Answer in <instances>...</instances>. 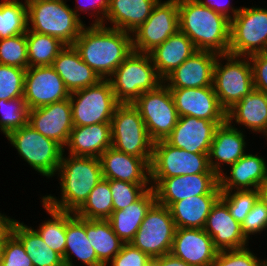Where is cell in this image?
<instances>
[{
	"instance_id": "obj_1",
	"label": "cell",
	"mask_w": 267,
	"mask_h": 266,
	"mask_svg": "<svg viewBox=\"0 0 267 266\" xmlns=\"http://www.w3.org/2000/svg\"><path fill=\"white\" fill-rule=\"evenodd\" d=\"M73 46L102 79H108L132 53V34L105 25H85Z\"/></svg>"
},
{
	"instance_id": "obj_2",
	"label": "cell",
	"mask_w": 267,
	"mask_h": 266,
	"mask_svg": "<svg viewBox=\"0 0 267 266\" xmlns=\"http://www.w3.org/2000/svg\"><path fill=\"white\" fill-rule=\"evenodd\" d=\"M65 153L63 151L56 173L60 181L61 199L51 194L41 196V199L52 208L75 213L103 179L102 167L99 158Z\"/></svg>"
},
{
	"instance_id": "obj_3",
	"label": "cell",
	"mask_w": 267,
	"mask_h": 266,
	"mask_svg": "<svg viewBox=\"0 0 267 266\" xmlns=\"http://www.w3.org/2000/svg\"><path fill=\"white\" fill-rule=\"evenodd\" d=\"M179 30L197 50L228 54L230 20L197 0H178Z\"/></svg>"
},
{
	"instance_id": "obj_4",
	"label": "cell",
	"mask_w": 267,
	"mask_h": 266,
	"mask_svg": "<svg viewBox=\"0 0 267 266\" xmlns=\"http://www.w3.org/2000/svg\"><path fill=\"white\" fill-rule=\"evenodd\" d=\"M28 30L58 38L73 45L86 25L66 4L67 0H26Z\"/></svg>"
},
{
	"instance_id": "obj_5",
	"label": "cell",
	"mask_w": 267,
	"mask_h": 266,
	"mask_svg": "<svg viewBox=\"0 0 267 266\" xmlns=\"http://www.w3.org/2000/svg\"><path fill=\"white\" fill-rule=\"evenodd\" d=\"M119 103L132 104L142 93L157 89L163 79L149 53H132L107 79Z\"/></svg>"
},
{
	"instance_id": "obj_6",
	"label": "cell",
	"mask_w": 267,
	"mask_h": 266,
	"mask_svg": "<svg viewBox=\"0 0 267 266\" xmlns=\"http://www.w3.org/2000/svg\"><path fill=\"white\" fill-rule=\"evenodd\" d=\"M17 153L33 170L47 179L56 176L63 148L54 140L46 138L30 125L22 126L5 136Z\"/></svg>"
},
{
	"instance_id": "obj_7",
	"label": "cell",
	"mask_w": 267,
	"mask_h": 266,
	"mask_svg": "<svg viewBox=\"0 0 267 266\" xmlns=\"http://www.w3.org/2000/svg\"><path fill=\"white\" fill-rule=\"evenodd\" d=\"M213 88L226 111L252 92L254 83L249 57L229 53L218 55L213 71Z\"/></svg>"
},
{
	"instance_id": "obj_8",
	"label": "cell",
	"mask_w": 267,
	"mask_h": 266,
	"mask_svg": "<svg viewBox=\"0 0 267 266\" xmlns=\"http://www.w3.org/2000/svg\"><path fill=\"white\" fill-rule=\"evenodd\" d=\"M112 147L140 158H152L153 141L133 104L120 103L110 122Z\"/></svg>"
},
{
	"instance_id": "obj_9",
	"label": "cell",
	"mask_w": 267,
	"mask_h": 266,
	"mask_svg": "<svg viewBox=\"0 0 267 266\" xmlns=\"http://www.w3.org/2000/svg\"><path fill=\"white\" fill-rule=\"evenodd\" d=\"M267 52V9L255 6L241 7L230 21L228 53L249 56Z\"/></svg>"
},
{
	"instance_id": "obj_10",
	"label": "cell",
	"mask_w": 267,
	"mask_h": 266,
	"mask_svg": "<svg viewBox=\"0 0 267 266\" xmlns=\"http://www.w3.org/2000/svg\"><path fill=\"white\" fill-rule=\"evenodd\" d=\"M73 126H89L110 123L120 104L107 79L98 84L70 93Z\"/></svg>"
},
{
	"instance_id": "obj_11",
	"label": "cell",
	"mask_w": 267,
	"mask_h": 266,
	"mask_svg": "<svg viewBox=\"0 0 267 266\" xmlns=\"http://www.w3.org/2000/svg\"><path fill=\"white\" fill-rule=\"evenodd\" d=\"M132 104L144 120L153 142L165 140L178 122L172 94L164 83L155 90L142 93Z\"/></svg>"
},
{
	"instance_id": "obj_12",
	"label": "cell",
	"mask_w": 267,
	"mask_h": 266,
	"mask_svg": "<svg viewBox=\"0 0 267 266\" xmlns=\"http://www.w3.org/2000/svg\"><path fill=\"white\" fill-rule=\"evenodd\" d=\"M197 173H215L208 154L191 153L170 145L166 140L153 143L150 178H170Z\"/></svg>"
},
{
	"instance_id": "obj_13",
	"label": "cell",
	"mask_w": 267,
	"mask_h": 266,
	"mask_svg": "<svg viewBox=\"0 0 267 266\" xmlns=\"http://www.w3.org/2000/svg\"><path fill=\"white\" fill-rule=\"evenodd\" d=\"M175 230L170 209L156 202L147 212L130 244L151 259L160 257L171 252Z\"/></svg>"
},
{
	"instance_id": "obj_14",
	"label": "cell",
	"mask_w": 267,
	"mask_h": 266,
	"mask_svg": "<svg viewBox=\"0 0 267 266\" xmlns=\"http://www.w3.org/2000/svg\"><path fill=\"white\" fill-rule=\"evenodd\" d=\"M158 204L170 207L174 202L192 196L221 195L216 173H197L170 178H150Z\"/></svg>"
},
{
	"instance_id": "obj_15",
	"label": "cell",
	"mask_w": 267,
	"mask_h": 266,
	"mask_svg": "<svg viewBox=\"0 0 267 266\" xmlns=\"http://www.w3.org/2000/svg\"><path fill=\"white\" fill-rule=\"evenodd\" d=\"M178 30V0H159L147 20L132 33L133 51L149 53Z\"/></svg>"
},
{
	"instance_id": "obj_16",
	"label": "cell",
	"mask_w": 267,
	"mask_h": 266,
	"mask_svg": "<svg viewBox=\"0 0 267 266\" xmlns=\"http://www.w3.org/2000/svg\"><path fill=\"white\" fill-rule=\"evenodd\" d=\"M69 97V90L52 66H36L26 69L23 98L29 110Z\"/></svg>"
},
{
	"instance_id": "obj_17",
	"label": "cell",
	"mask_w": 267,
	"mask_h": 266,
	"mask_svg": "<svg viewBox=\"0 0 267 266\" xmlns=\"http://www.w3.org/2000/svg\"><path fill=\"white\" fill-rule=\"evenodd\" d=\"M28 125L46 138L54 140L64 149L73 129L70 98L30 109Z\"/></svg>"
},
{
	"instance_id": "obj_18",
	"label": "cell",
	"mask_w": 267,
	"mask_h": 266,
	"mask_svg": "<svg viewBox=\"0 0 267 266\" xmlns=\"http://www.w3.org/2000/svg\"><path fill=\"white\" fill-rule=\"evenodd\" d=\"M179 117L191 116L210 121H226L213 85L201 88L170 89Z\"/></svg>"
},
{
	"instance_id": "obj_19",
	"label": "cell",
	"mask_w": 267,
	"mask_h": 266,
	"mask_svg": "<svg viewBox=\"0 0 267 266\" xmlns=\"http://www.w3.org/2000/svg\"><path fill=\"white\" fill-rule=\"evenodd\" d=\"M225 122L181 116L165 140L170 145L191 153L208 154L216 128Z\"/></svg>"
},
{
	"instance_id": "obj_20",
	"label": "cell",
	"mask_w": 267,
	"mask_h": 266,
	"mask_svg": "<svg viewBox=\"0 0 267 266\" xmlns=\"http://www.w3.org/2000/svg\"><path fill=\"white\" fill-rule=\"evenodd\" d=\"M217 57V53L198 50L168 74L163 79V83L169 89L212 86L214 65Z\"/></svg>"
},
{
	"instance_id": "obj_21",
	"label": "cell",
	"mask_w": 267,
	"mask_h": 266,
	"mask_svg": "<svg viewBox=\"0 0 267 266\" xmlns=\"http://www.w3.org/2000/svg\"><path fill=\"white\" fill-rule=\"evenodd\" d=\"M99 159L104 179L150 184V162L152 158L129 155L111 146L101 154Z\"/></svg>"
},
{
	"instance_id": "obj_22",
	"label": "cell",
	"mask_w": 267,
	"mask_h": 266,
	"mask_svg": "<svg viewBox=\"0 0 267 266\" xmlns=\"http://www.w3.org/2000/svg\"><path fill=\"white\" fill-rule=\"evenodd\" d=\"M170 253L192 266H212L218 250L203 228H176Z\"/></svg>"
},
{
	"instance_id": "obj_23",
	"label": "cell",
	"mask_w": 267,
	"mask_h": 266,
	"mask_svg": "<svg viewBox=\"0 0 267 266\" xmlns=\"http://www.w3.org/2000/svg\"><path fill=\"white\" fill-rule=\"evenodd\" d=\"M203 229L212 238L218 251L241 249L249 245L242 233L241 224L232 217L221 198L213 205Z\"/></svg>"
},
{
	"instance_id": "obj_24",
	"label": "cell",
	"mask_w": 267,
	"mask_h": 266,
	"mask_svg": "<svg viewBox=\"0 0 267 266\" xmlns=\"http://www.w3.org/2000/svg\"><path fill=\"white\" fill-rule=\"evenodd\" d=\"M228 167L229 174L218 175L221 191L254 190L267 180L266 158L258 153H246Z\"/></svg>"
},
{
	"instance_id": "obj_25",
	"label": "cell",
	"mask_w": 267,
	"mask_h": 266,
	"mask_svg": "<svg viewBox=\"0 0 267 266\" xmlns=\"http://www.w3.org/2000/svg\"><path fill=\"white\" fill-rule=\"evenodd\" d=\"M238 129L226 121L215 130L208 158L211 169L217 175L224 171L225 166L234 164L246 154L248 144L245 137L247 135L242 129Z\"/></svg>"
},
{
	"instance_id": "obj_26",
	"label": "cell",
	"mask_w": 267,
	"mask_h": 266,
	"mask_svg": "<svg viewBox=\"0 0 267 266\" xmlns=\"http://www.w3.org/2000/svg\"><path fill=\"white\" fill-rule=\"evenodd\" d=\"M226 121L233 127L241 125L267 139V94L256 89L246 94L226 111Z\"/></svg>"
},
{
	"instance_id": "obj_27",
	"label": "cell",
	"mask_w": 267,
	"mask_h": 266,
	"mask_svg": "<svg viewBox=\"0 0 267 266\" xmlns=\"http://www.w3.org/2000/svg\"><path fill=\"white\" fill-rule=\"evenodd\" d=\"M52 67L69 92L98 84L102 78L80 57L73 45H65L53 61Z\"/></svg>"
},
{
	"instance_id": "obj_28",
	"label": "cell",
	"mask_w": 267,
	"mask_h": 266,
	"mask_svg": "<svg viewBox=\"0 0 267 266\" xmlns=\"http://www.w3.org/2000/svg\"><path fill=\"white\" fill-rule=\"evenodd\" d=\"M112 145L110 123L73 126L63 151L73 156L99 158Z\"/></svg>"
},
{
	"instance_id": "obj_29",
	"label": "cell",
	"mask_w": 267,
	"mask_h": 266,
	"mask_svg": "<svg viewBox=\"0 0 267 266\" xmlns=\"http://www.w3.org/2000/svg\"><path fill=\"white\" fill-rule=\"evenodd\" d=\"M159 0H110L102 25L134 33L150 16ZM110 22V23H109Z\"/></svg>"
},
{
	"instance_id": "obj_30",
	"label": "cell",
	"mask_w": 267,
	"mask_h": 266,
	"mask_svg": "<svg viewBox=\"0 0 267 266\" xmlns=\"http://www.w3.org/2000/svg\"><path fill=\"white\" fill-rule=\"evenodd\" d=\"M196 51L198 50L192 41L183 32L178 30L165 42L150 51L149 55L157 73L164 79Z\"/></svg>"
},
{
	"instance_id": "obj_31",
	"label": "cell",
	"mask_w": 267,
	"mask_h": 266,
	"mask_svg": "<svg viewBox=\"0 0 267 266\" xmlns=\"http://www.w3.org/2000/svg\"><path fill=\"white\" fill-rule=\"evenodd\" d=\"M156 202L155 191L151 187L134 203L112 212L108 220L115 234L125 244L133 240L147 212Z\"/></svg>"
},
{
	"instance_id": "obj_32",
	"label": "cell",
	"mask_w": 267,
	"mask_h": 266,
	"mask_svg": "<svg viewBox=\"0 0 267 266\" xmlns=\"http://www.w3.org/2000/svg\"><path fill=\"white\" fill-rule=\"evenodd\" d=\"M75 257L86 266H103L87 238L85 219L66 212V246L63 258L65 266H77L72 261Z\"/></svg>"
},
{
	"instance_id": "obj_33",
	"label": "cell",
	"mask_w": 267,
	"mask_h": 266,
	"mask_svg": "<svg viewBox=\"0 0 267 266\" xmlns=\"http://www.w3.org/2000/svg\"><path fill=\"white\" fill-rule=\"evenodd\" d=\"M220 195H199L174 202L170 212L176 228H204L207 217Z\"/></svg>"
},
{
	"instance_id": "obj_34",
	"label": "cell",
	"mask_w": 267,
	"mask_h": 266,
	"mask_svg": "<svg viewBox=\"0 0 267 266\" xmlns=\"http://www.w3.org/2000/svg\"><path fill=\"white\" fill-rule=\"evenodd\" d=\"M11 233L22 243L33 266H65L63 257L44 243L34 227L15 219Z\"/></svg>"
},
{
	"instance_id": "obj_35",
	"label": "cell",
	"mask_w": 267,
	"mask_h": 266,
	"mask_svg": "<svg viewBox=\"0 0 267 266\" xmlns=\"http://www.w3.org/2000/svg\"><path fill=\"white\" fill-rule=\"evenodd\" d=\"M85 230L87 238L103 266H107L125 244L115 234L109 220L85 219Z\"/></svg>"
},
{
	"instance_id": "obj_36",
	"label": "cell",
	"mask_w": 267,
	"mask_h": 266,
	"mask_svg": "<svg viewBox=\"0 0 267 266\" xmlns=\"http://www.w3.org/2000/svg\"><path fill=\"white\" fill-rule=\"evenodd\" d=\"M41 206L50 215V219L45 221L34 229L42 238L44 243L64 258L66 246V211H61L50 207L42 199Z\"/></svg>"
},
{
	"instance_id": "obj_37",
	"label": "cell",
	"mask_w": 267,
	"mask_h": 266,
	"mask_svg": "<svg viewBox=\"0 0 267 266\" xmlns=\"http://www.w3.org/2000/svg\"><path fill=\"white\" fill-rule=\"evenodd\" d=\"M28 67L52 66L65 44L50 35L27 30Z\"/></svg>"
},
{
	"instance_id": "obj_38",
	"label": "cell",
	"mask_w": 267,
	"mask_h": 266,
	"mask_svg": "<svg viewBox=\"0 0 267 266\" xmlns=\"http://www.w3.org/2000/svg\"><path fill=\"white\" fill-rule=\"evenodd\" d=\"M113 212L109 180L102 179L90 192L84 204L74 213L82 219L108 220Z\"/></svg>"
},
{
	"instance_id": "obj_39",
	"label": "cell",
	"mask_w": 267,
	"mask_h": 266,
	"mask_svg": "<svg viewBox=\"0 0 267 266\" xmlns=\"http://www.w3.org/2000/svg\"><path fill=\"white\" fill-rule=\"evenodd\" d=\"M28 30L27 2H0V39L26 33Z\"/></svg>"
},
{
	"instance_id": "obj_40",
	"label": "cell",
	"mask_w": 267,
	"mask_h": 266,
	"mask_svg": "<svg viewBox=\"0 0 267 266\" xmlns=\"http://www.w3.org/2000/svg\"><path fill=\"white\" fill-rule=\"evenodd\" d=\"M0 132L4 136L28 124L29 109L24 98L0 99Z\"/></svg>"
},
{
	"instance_id": "obj_41",
	"label": "cell",
	"mask_w": 267,
	"mask_h": 266,
	"mask_svg": "<svg viewBox=\"0 0 267 266\" xmlns=\"http://www.w3.org/2000/svg\"><path fill=\"white\" fill-rule=\"evenodd\" d=\"M0 64L28 68L26 33L0 39Z\"/></svg>"
},
{
	"instance_id": "obj_42",
	"label": "cell",
	"mask_w": 267,
	"mask_h": 266,
	"mask_svg": "<svg viewBox=\"0 0 267 266\" xmlns=\"http://www.w3.org/2000/svg\"><path fill=\"white\" fill-rule=\"evenodd\" d=\"M220 198L227 204L232 217L242 224L257 202L258 192L257 189L221 191Z\"/></svg>"
},
{
	"instance_id": "obj_43",
	"label": "cell",
	"mask_w": 267,
	"mask_h": 266,
	"mask_svg": "<svg viewBox=\"0 0 267 266\" xmlns=\"http://www.w3.org/2000/svg\"><path fill=\"white\" fill-rule=\"evenodd\" d=\"M26 69L0 64V99L23 98Z\"/></svg>"
},
{
	"instance_id": "obj_44",
	"label": "cell",
	"mask_w": 267,
	"mask_h": 266,
	"mask_svg": "<svg viewBox=\"0 0 267 266\" xmlns=\"http://www.w3.org/2000/svg\"><path fill=\"white\" fill-rule=\"evenodd\" d=\"M113 198V211L121 210L137 201L151 184H135L120 180H109Z\"/></svg>"
},
{
	"instance_id": "obj_45",
	"label": "cell",
	"mask_w": 267,
	"mask_h": 266,
	"mask_svg": "<svg viewBox=\"0 0 267 266\" xmlns=\"http://www.w3.org/2000/svg\"><path fill=\"white\" fill-rule=\"evenodd\" d=\"M212 266H262V259L248 247L218 251Z\"/></svg>"
},
{
	"instance_id": "obj_46",
	"label": "cell",
	"mask_w": 267,
	"mask_h": 266,
	"mask_svg": "<svg viewBox=\"0 0 267 266\" xmlns=\"http://www.w3.org/2000/svg\"><path fill=\"white\" fill-rule=\"evenodd\" d=\"M0 266H33L22 243L10 233L1 246Z\"/></svg>"
},
{
	"instance_id": "obj_47",
	"label": "cell",
	"mask_w": 267,
	"mask_h": 266,
	"mask_svg": "<svg viewBox=\"0 0 267 266\" xmlns=\"http://www.w3.org/2000/svg\"><path fill=\"white\" fill-rule=\"evenodd\" d=\"M241 230L248 241L252 239L251 235H258L267 230V208L262 202L257 200L241 224Z\"/></svg>"
},
{
	"instance_id": "obj_48",
	"label": "cell",
	"mask_w": 267,
	"mask_h": 266,
	"mask_svg": "<svg viewBox=\"0 0 267 266\" xmlns=\"http://www.w3.org/2000/svg\"><path fill=\"white\" fill-rule=\"evenodd\" d=\"M151 258L130 243L124 244L121 251L108 263L109 266H147ZM107 265V266H108Z\"/></svg>"
},
{
	"instance_id": "obj_49",
	"label": "cell",
	"mask_w": 267,
	"mask_h": 266,
	"mask_svg": "<svg viewBox=\"0 0 267 266\" xmlns=\"http://www.w3.org/2000/svg\"><path fill=\"white\" fill-rule=\"evenodd\" d=\"M76 2V6L72 10L81 21V15L79 14L80 11L83 13H88V15L90 14V17H93V19L96 18L93 20V25L103 24L109 9L110 0H76Z\"/></svg>"
},
{
	"instance_id": "obj_50",
	"label": "cell",
	"mask_w": 267,
	"mask_h": 266,
	"mask_svg": "<svg viewBox=\"0 0 267 266\" xmlns=\"http://www.w3.org/2000/svg\"><path fill=\"white\" fill-rule=\"evenodd\" d=\"M254 89L267 94V52L249 55Z\"/></svg>"
},
{
	"instance_id": "obj_51",
	"label": "cell",
	"mask_w": 267,
	"mask_h": 266,
	"mask_svg": "<svg viewBox=\"0 0 267 266\" xmlns=\"http://www.w3.org/2000/svg\"><path fill=\"white\" fill-rule=\"evenodd\" d=\"M201 5L210 8L211 10L224 15L230 21L240 11V7H234L230 4L231 0H197Z\"/></svg>"
},
{
	"instance_id": "obj_52",
	"label": "cell",
	"mask_w": 267,
	"mask_h": 266,
	"mask_svg": "<svg viewBox=\"0 0 267 266\" xmlns=\"http://www.w3.org/2000/svg\"><path fill=\"white\" fill-rule=\"evenodd\" d=\"M15 219L10 218L5 213L0 212V247L3 245L4 239L11 233L12 223Z\"/></svg>"
},
{
	"instance_id": "obj_53",
	"label": "cell",
	"mask_w": 267,
	"mask_h": 266,
	"mask_svg": "<svg viewBox=\"0 0 267 266\" xmlns=\"http://www.w3.org/2000/svg\"><path fill=\"white\" fill-rule=\"evenodd\" d=\"M157 266H192L171 253L157 257Z\"/></svg>"
},
{
	"instance_id": "obj_54",
	"label": "cell",
	"mask_w": 267,
	"mask_h": 266,
	"mask_svg": "<svg viewBox=\"0 0 267 266\" xmlns=\"http://www.w3.org/2000/svg\"><path fill=\"white\" fill-rule=\"evenodd\" d=\"M258 200L267 208V180L257 187Z\"/></svg>"
},
{
	"instance_id": "obj_55",
	"label": "cell",
	"mask_w": 267,
	"mask_h": 266,
	"mask_svg": "<svg viewBox=\"0 0 267 266\" xmlns=\"http://www.w3.org/2000/svg\"><path fill=\"white\" fill-rule=\"evenodd\" d=\"M147 266H157V257L153 258Z\"/></svg>"
},
{
	"instance_id": "obj_56",
	"label": "cell",
	"mask_w": 267,
	"mask_h": 266,
	"mask_svg": "<svg viewBox=\"0 0 267 266\" xmlns=\"http://www.w3.org/2000/svg\"><path fill=\"white\" fill-rule=\"evenodd\" d=\"M18 1H20V0H1V2H3V3H7V2H18Z\"/></svg>"
},
{
	"instance_id": "obj_57",
	"label": "cell",
	"mask_w": 267,
	"mask_h": 266,
	"mask_svg": "<svg viewBox=\"0 0 267 266\" xmlns=\"http://www.w3.org/2000/svg\"><path fill=\"white\" fill-rule=\"evenodd\" d=\"M262 266H267V259L262 260Z\"/></svg>"
}]
</instances>
